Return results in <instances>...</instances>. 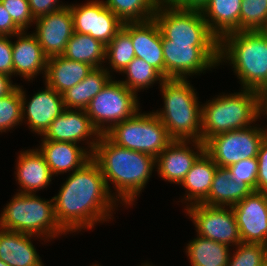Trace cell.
Returning a JSON list of instances; mask_svg holds the SVG:
<instances>
[{
  "instance_id": "cell-35",
  "label": "cell",
  "mask_w": 267,
  "mask_h": 266,
  "mask_svg": "<svg viewBox=\"0 0 267 266\" xmlns=\"http://www.w3.org/2000/svg\"><path fill=\"white\" fill-rule=\"evenodd\" d=\"M22 123L21 92L17 86L12 92L0 98V133H7Z\"/></svg>"
},
{
  "instance_id": "cell-43",
  "label": "cell",
  "mask_w": 267,
  "mask_h": 266,
  "mask_svg": "<svg viewBox=\"0 0 267 266\" xmlns=\"http://www.w3.org/2000/svg\"><path fill=\"white\" fill-rule=\"evenodd\" d=\"M163 1L176 8L200 10L208 0H163Z\"/></svg>"
},
{
  "instance_id": "cell-48",
  "label": "cell",
  "mask_w": 267,
  "mask_h": 266,
  "mask_svg": "<svg viewBox=\"0 0 267 266\" xmlns=\"http://www.w3.org/2000/svg\"><path fill=\"white\" fill-rule=\"evenodd\" d=\"M0 266H9V265L3 262L2 260H0Z\"/></svg>"
},
{
  "instance_id": "cell-13",
  "label": "cell",
  "mask_w": 267,
  "mask_h": 266,
  "mask_svg": "<svg viewBox=\"0 0 267 266\" xmlns=\"http://www.w3.org/2000/svg\"><path fill=\"white\" fill-rule=\"evenodd\" d=\"M73 16L74 32L90 35L107 45L122 29L123 22L102 0H88L81 5L69 4Z\"/></svg>"
},
{
  "instance_id": "cell-10",
  "label": "cell",
  "mask_w": 267,
  "mask_h": 266,
  "mask_svg": "<svg viewBox=\"0 0 267 266\" xmlns=\"http://www.w3.org/2000/svg\"><path fill=\"white\" fill-rule=\"evenodd\" d=\"M162 47L165 79H188L219 67V46H191L162 37Z\"/></svg>"
},
{
  "instance_id": "cell-11",
  "label": "cell",
  "mask_w": 267,
  "mask_h": 266,
  "mask_svg": "<svg viewBox=\"0 0 267 266\" xmlns=\"http://www.w3.org/2000/svg\"><path fill=\"white\" fill-rule=\"evenodd\" d=\"M256 125L212 136L205 142V152L218 167L228 168L242 158H256L261 143L267 137V125L262 128Z\"/></svg>"
},
{
  "instance_id": "cell-15",
  "label": "cell",
  "mask_w": 267,
  "mask_h": 266,
  "mask_svg": "<svg viewBox=\"0 0 267 266\" xmlns=\"http://www.w3.org/2000/svg\"><path fill=\"white\" fill-rule=\"evenodd\" d=\"M101 134L94 127L85 110L65 109L50 124L41 140L72 142L87 146L93 153ZM43 137V138H42Z\"/></svg>"
},
{
  "instance_id": "cell-8",
  "label": "cell",
  "mask_w": 267,
  "mask_h": 266,
  "mask_svg": "<svg viewBox=\"0 0 267 266\" xmlns=\"http://www.w3.org/2000/svg\"><path fill=\"white\" fill-rule=\"evenodd\" d=\"M153 19L162 37L172 43L219 46V40L210 32L201 10L176 8L162 0Z\"/></svg>"
},
{
  "instance_id": "cell-14",
  "label": "cell",
  "mask_w": 267,
  "mask_h": 266,
  "mask_svg": "<svg viewBox=\"0 0 267 266\" xmlns=\"http://www.w3.org/2000/svg\"><path fill=\"white\" fill-rule=\"evenodd\" d=\"M21 92L22 121L29 130L42 136L51 122L66 109L62 95L45 84V88L38 90L28 100L24 87L18 85Z\"/></svg>"
},
{
  "instance_id": "cell-33",
  "label": "cell",
  "mask_w": 267,
  "mask_h": 266,
  "mask_svg": "<svg viewBox=\"0 0 267 266\" xmlns=\"http://www.w3.org/2000/svg\"><path fill=\"white\" fill-rule=\"evenodd\" d=\"M122 74L125 76V79L120 81L137 95L141 90L144 91V89L148 90L153 87L155 83H159L160 86L165 80L154 67L138 57H135L127 65Z\"/></svg>"
},
{
  "instance_id": "cell-7",
  "label": "cell",
  "mask_w": 267,
  "mask_h": 266,
  "mask_svg": "<svg viewBox=\"0 0 267 266\" xmlns=\"http://www.w3.org/2000/svg\"><path fill=\"white\" fill-rule=\"evenodd\" d=\"M105 135L121 147L155 158L173 141L154 110L150 113L139 110L131 118L115 124Z\"/></svg>"
},
{
  "instance_id": "cell-29",
  "label": "cell",
  "mask_w": 267,
  "mask_h": 266,
  "mask_svg": "<svg viewBox=\"0 0 267 266\" xmlns=\"http://www.w3.org/2000/svg\"><path fill=\"white\" fill-rule=\"evenodd\" d=\"M184 249L191 266H227L232 248L196 234Z\"/></svg>"
},
{
  "instance_id": "cell-19",
  "label": "cell",
  "mask_w": 267,
  "mask_h": 266,
  "mask_svg": "<svg viewBox=\"0 0 267 266\" xmlns=\"http://www.w3.org/2000/svg\"><path fill=\"white\" fill-rule=\"evenodd\" d=\"M27 32L22 30L13 36L16 37V41H12L13 77L19 75L25 81H33L42 74L44 79L48 57L36 36Z\"/></svg>"
},
{
  "instance_id": "cell-1",
  "label": "cell",
  "mask_w": 267,
  "mask_h": 266,
  "mask_svg": "<svg viewBox=\"0 0 267 266\" xmlns=\"http://www.w3.org/2000/svg\"><path fill=\"white\" fill-rule=\"evenodd\" d=\"M67 175L53 197L56 220L67 234L92 230L97 223L113 220V213L120 204L110 194L93 159Z\"/></svg>"
},
{
  "instance_id": "cell-22",
  "label": "cell",
  "mask_w": 267,
  "mask_h": 266,
  "mask_svg": "<svg viewBox=\"0 0 267 266\" xmlns=\"http://www.w3.org/2000/svg\"><path fill=\"white\" fill-rule=\"evenodd\" d=\"M34 238L47 242L42 237L0 228V260L9 266H44L31 240Z\"/></svg>"
},
{
  "instance_id": "cell-37",
  "label": "cell",
  "mask_w": 267,
  "mask_h": 266,
  "mask_svg": "<svg viewBox=\"0 0 267 266\" xmlns=\"http://www.w3.org/2000/svg\"><path fill=\"white\" fill-rule=\"evenodd\" d=\"M0 2L21 30H28L34 24L35 19L31 14L28 0H0Z\"/></svg>"
},
{
  "instance_id": "cell-47",
  "label": "cell",
  "mask_w": 267,
  "mask_h": 266,
  "mask_svg": "<svg viewBox=\"0 0 267 266\" xmlns=\"http://www.w3.org/2000/svg\"><path fill=\"white\" fill-rule=\"evenodd\" d=\"M260 31L267 37V23Z\"/></svg>"
},
{
  "instance_id": "cell-17",
  "label": "cell",
  "mask_w": 267,
  "mask_h": 266,
  "mask_svg": "<svg viewBox=\"0 0 267 266\" xmlns=\"http://www.w3.org/2000/svg\"><path fill=\"white\" fill-rule=\"evenodd\" d=\"M232 209L242 242L267 245V192L253 191Z\"/></svg>"
},
{
  "instance_id": "cell-40",
  "label": "cell",
  "mask_w": 267,
  "mask_h": 266,
  "mask_svg": "<svg viewBox=\"0 0 267 266\" xmlns=\"http://www.w3.org/2000/svg\"><path fill=\"white\" fill-rule=\"evenodd\" d=\"M11 36H0V73L13 78Z\"/></svg>"
},
{
  "instance_id": "cell-2",
  "label": "cell",
  "mask_w": 267,
  "mask_h": 266,
  "mask_svg": "<svg viewBox=\"0 0 267 266\" xmlns=\"http://www.w3.org/2000/svg\"><path fill=\"white\" fill-rule=\"evenodd\" d=\"M92 159L99 165L110 194L127 208L134 205L156 171L154 156L121 147L105 134H101Z\"/></svg>"
},
{
  "instance_id": "cell-28",
  "label": "cell",
  "mask_w": 267,
  "mask_h": 266,
  "mask_svg": "<svg viewBox=\"0 0 267 266\" xmlns=\"http://www.w3.org/2000/svg\"><path fill=\"white\" fill-rule=\"evenodd\" d=\"M112 78L104 67L93 68L81 82L62 94L65 108L85 110L89 102Z\"/></svg>"
},
{
  "instance_id": "cell-24",
  "label": "cell",
  "mask_w": 267,
  "mask_h": 266,
  "mask_svg": "<svg viewBox=\"0 0 267 266\" xmlns=\"http://www.w3.org/2000/svg\"><path fill=\"white\" fill-rule=\"evenodd\" d=\"M242 0H208L200 9L210 32L220 41L225 35L240 31Z\"/></svg>"
},
{
  "instance_id": "cell-31",
  "label": "cell",
  "mask_w": 267,
  "mask_h": 266,
  "mask_svg": "<svg viewBox=\"0 0 267 266\" xmlns=\"http://www.w3.org/2000/svg\"><path fill=\"white\" fill-rule=\"evenodd\" d=\"M134 58L135 51L131 41V22H125L122 29L106 45L105 63L110 65L104 68L110 75L113 74V71L116 74H121Z\"/></svg>"
},
{
  "instance_id": "cell-3",
  "label": "cell",
  "mask_w": 267,
  "mask_h": 266,
  "mask_svg": "<svg viewBox=\"0 0 267 266\" xmlns=\"http://www.w3.org/2000/svg\"><path fill=\"white\" fill-rule=\"evenodd\" d=\"M229 63L240 89L267 85V37L260 31H236L219 41V66Z\"/></svg>"
},
{
  "instance_id": "cell-27",
  "label": "cell",
  "mask_w": 267,
  "mask_h": 266,
  "mask_svg": "<svg viewBox=\"0 0 267 266\" xmlns=\"http://www.w3.org/2000/svg\"><path fill=\"white\" fill-rule=\"evenodd\" d=\"M254 190L245 182L237 183L227 167H218L207 198L202 202L209 206L232 207Z\"/></svg>"
},
{
  "instance_id": "cell-9",
  "label": "cell",
  "mask_w": 267,
  "mask_h": 266,
  "mask_svg": "<svg viewBox=\"0 0 267 266\" xmlns=\"http://www.w3.org/2000/svg\"><path fill=\"white\" fill-rule=\"evenodd\" d=\"M138 98L120 80L112 78L85 111L99 133L106 134L115 124L131 118L141 109Z\"/></svg>"
},
{
  "instance_id": "cell-21",
  "label": "cell",
  "mask_w": 267,
  "mask_h": 266,
  "mask_svg": "<svg viewBox=\"0 0 267 266\" xmlns=\"http://www.w3.org/2000/svg\"><path fill=\"white\" fill-rule=\"evenodd\" d=\"M40 141V145L36 148L44 156L54 176L72 173L92 159V153L80 144L52 140Z\"/></svg>"
},
{
  "instance_id": "cell-30",
  "label": "cell",
  "mask_w": 267,
  "mask_h": 266,
  "mask_svg": "<svg viewBox=\"0 0 267 266\" xmlns=\"http://www.w3.org/2000/svg\"><path fill=\"white\" fill-rule=\"evenodd\" d=\"M62 56L73 61L85 62L93 68H101L106 66V45L90 35L74 32Z\"/></svg>"
},
{
  "instance_id": "cell-36",
  "label": "cell",
  "mask_w": 267,
  "mask_h": 266,
  "mask_svg": "<svg viewBox=\"0 0 267 266\" xmlns=\"http://www.w3.org/2000/svg\"><path fill=\"white\" fill-rule=\"evenodd\" d=\"M267 23V0H242L240 31L261 30Z\"/></svg>"
},
{
  "instance_id": "cell-42",
  "label": "cell",
  "mask_w": 267,
  "mask_h": 266,
  "mask_svg": "<svg viewBox=\"0 0 267 266\" xmlns=\"http://www.w3.org/2000/svg\"><path fill=\"white\" fill-rule=\"evenodd\" d=\"M22 30L13 22L8 11L0 2V36H11L21 32Z\"/></svg>"
},
{
  "instance_id": "cell-44",
  "label": "cell",
  "mask_w": 267,
  "mask_h": 266,
  "mask_svg": "<svg viewBox=\"0 0 267 266\" xmlns=\"http://www.w3.org/2000/svg\"><path fill=\"white\" fill-rule=\"evenodd\" d=\"M12 77L0 73V98L12 92L18 85L13 83Z\"/></svg>"
},
{
  "instance_id": "cell-38",
  "label": "cell",
  "mask_w": 267,
  "mask_h": 266,
  "mask_svg": "<svg viewBox=\"0 0 267 266\" xmlns=\"http://www.w3.org/2000/svg\"><path fill=\"white\" fill-rule=\"evenodd\" d=\"M231 176L237 183L245 182L254 191H257V174H258V161L257 158L241 159L239 162L234 163L228 167Z\"/></svg>"
},
{
  "instance_id": "cell-5",
  "label": "cell",
  "mask_w": 267,
  "mask_h": 266,
  "mask_svg": "<svg viewBox=\"0 0 267 266\" xmlns=\"http://www.w3.org/2000/svg\"><path fill=\"white\" fill-rule=\"evenodd\" d=\"M258 120V94L251 89L220 93L202 103V142L216 134L244 129Z\"/></svg>"
},
{
  "instance_id": "cell-41",
  "label": "cell",
  "mask_w": 267,
  "mask_h": 266,
  "mask_svg": "<svg viewBox=\"0 0 267 266\" xmlns=\"http://www.w3.org/2000/svg\"><path fill=\"white\" fill-rule=\"evenodd\" d=\"M257 191L267 192V137L261 143L258 155Z\"/></svg>"
},
{
  "instance_id": "cell-34",
  "label": "cell",
  "mask_w": 267,
  "mask_h": 266,
  "mask_svg": "<svg viewBox=\"0 0 267 266\" xmlns=\"http://www.w3.org/2000/svg\"><path fill=\"white\" fill-rule=\"evenodd\" d=\"M231 250L233 252L230 254L227 266H267V245L265 244L242 242Z\"/></svg>"
},
{
  "instance_id": "cell-32",
  "label": "cell",
  "mask_w": 267,
  "mask_h": 266,
  "mask_svg": "<svg viewBox=\"0 0 267 266\" xmlns=\"http://www.w3.org/2000/svg\"><path fill=\"white\" fill-rule=\"evenodd\" d=\"M162 0H102L123 23L145 22L153 19Z\"/></svg>"
},
{
  "instance_id": "cell-20",
  "label": "cell",
  "mask_w": 267,
  "mask_h": 266,
  "mask_svg": "<svg viewBox=\"0 0 267 266\" xmlns=\"http://www.w3.org/2000/svg\"><path fill=\"white\" fill-rule=\"evenodd\" d=\"M14 171L17 184L20 186L18 193L36 194L47 188L54 180L44 156L35 147L21 150L16 160ZM21 188V189H20Z\"/></svg>"
},
{
  "instance_id": "cell-46",
  "label": "cell",
  "mask_w": 267,
  "mask_h": 266,
  "mask_svg": "<svg viewBox=\"0 0 267 266\" xmlns=\"http://www.w3.org/2000/svg\"><path fill=\"white\" fill-rule=\"evenodd\" d=\"M90 266H101V265H99V264H92ZM141 266H154V265H152V263L150 264L149 262L146 261L145 264L144 263H141Z\"/></svg>"
},
{
  "instance_id": "cell-4",
  "label": "cell",
  "mask_w": 267,
  "mask_h": 266,
  "mask_svg": "<svg viewBox=\"0 0 267 266\" xmlns=\"http://www.w3.org/2000/svg\"><path fill=\"white\" fill-rule=\"evenodd\" d=\"M189 79L167 78L159 86L163 108L154 113L172 140L202 141V102Z\"/></svg>"
},
{
  "instance_id": "cell-12",
  "label": "cell",
  "mask_w": 267,
  "mask_h": 266,
  "mask_svg": "<svg viewBox=\"0 0 267 266\" xmlns=\"http://www.w3.org/2000/svg\"><path fill=\"white\" fill-rule=\"evenodd\" d=\"M184 211L195 225L197 235L229 247L242 243L232 207L200 203L188 206Z\"/></svg>"
},
{
  "instance_id": "cell-45",
  "label": "cell",
  "mask_w": 267,
  "mask_h": 266,
  "mask_svg": "<svg viewBox=\"0 0 267 266\" xmlns=\"http://www.w3.org/2000/svg\"><path fill=\"white\" fill-rule=\"evenodd\" d=\"M258 119L261 115L267 118V85L261 87L258 91Z\"/></svg>"
},
{
  "instance_id": "cell-6",
  "label": "cell",
  "mask_w": 267,
  "mask_h": 266,
  "mask_svg": "<svg viewBox=\"0 0 267 266\" xmlns=\"http://www.w3.org/2000/svg\"><path fill=\"white\" fill-rule=\"evenodd\" d=\"M0 228L42 237L48 242L67 235L56 220L53 197L48 200L18 192L1 210Z\"/></svg>"
},
{
  "instance_id": "cell-23",
  "label": "cell",
  "mask_w": 267,
  "mask_h": 266,
  "mask_svg": "<svg viewBox=\"0 0 267 266\" xmlns=\"http://www.w3.org/2000/svg\"><path fill=\"white\" fill-rule=\"evenodd\" d=\"M131 41L135 57L146 61L164 77L162 35L155 20L131 22Z\"/></svg>"
},
{
  "instance_id": "cell-26",
  "label": "cell",
  "mask_w": 267,
  "mask_h": 266,
  "mask_svg": "<svg viewBox=\"0 0 267 266\" xmlns=\"http://www.w3.org/2000/svg\"><path fill=\"white\" fill-rule=\"evenodd\" d=\"M93 67L85 62L73 61L62 55L47 60L44 83L61 95L81 82Z\"/></svg>"
},
{
  "instance_id": "cell-18",
  "label": "cell",
  "mask_w": 267,
  "mask_h": 266,
  "mask_svg": "<svg viewBox=\"0 0 267 266\" xmlns=\"http://www.w3.org/2000/svg\"><path fill=\"white\" fill-rule=\"evenodd\" d=\"M32 32L49 58L62 55L74 33L73 16L69 6L41 16L34 21Z\"/></svg>"
},
{
  "instance_id": "cell-25",
  "label": "cell",
  "mask_w": 267,
  "mask_h": 266,
  "mask_svg": "<svg viewBox=\"0 0 267 266\" xmlns=\"http://www.w3.org/2000/svg\"><path fill=\"white\" fill-rule=\"evenodd\" d=\"M217 164L204 152L186 174L181 186L185 194L181 199L185 208L202 203L208 196Z\"/></svg>"
},
{
  "instance_id": "cell-39",
  "label": "cell",
  "mask_w": 267,
  "mask_h": 266,
  "mask_svg": "<svg viewBox=\"0 0 267 266\" xmlns=\"http://www.w3.org/2000/svg\"><path fill=\"white\" fill-rule=\"evenodd\" d=\"M28 1H29L31 14L34 19H37L49 13L56 12L69 5V4L63 3L60 0H28Z\"/></svg>"
},
{
  "instance_id": "cell-16",
  "label": "cell",
  "mask_w": 267,
  "mask_h": 266,
  "mask_svg": "<svg viewBox=\"0 0 267 266\" xmlns=\"http://www.w3.org/2000/svg\"><path fill=\"white\" fill-rule=\"evenodd\" d=\"M204 152L205 143L202 141L173 140L156 157L158 177L171 182L170 184L180 185L193 164Z\"/></svg>"
}]
</instances>
